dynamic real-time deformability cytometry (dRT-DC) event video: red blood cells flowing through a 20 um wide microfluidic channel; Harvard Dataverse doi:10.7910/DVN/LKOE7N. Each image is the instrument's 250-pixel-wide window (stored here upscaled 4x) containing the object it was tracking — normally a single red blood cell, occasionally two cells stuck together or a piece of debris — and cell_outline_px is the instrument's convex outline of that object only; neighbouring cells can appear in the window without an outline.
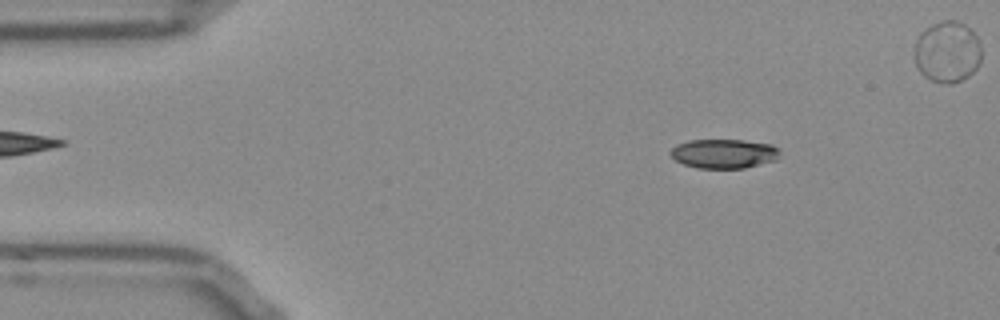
{"species": "Egyptian fruit bat (a non-hibernating species)", "species_latin": "Rousettus aegyptiacus", "temperature_condition": "room temperature", "stored_images_in_passage": 53, "camera_frame_rate_fps": 3000, "um_per_image_px": 0.085, "frame": {"image": 1, "passage_image": 7, "time_ms": 2.0, "image_size_px": [1000, 320], "cell_outline_px": [[780, 152], [776, 160], [744, 168], [696, 168], [684, 164], [676, 160], [668, 152], [676, 144], [688, 140], [744, 140], [772, 144], [780, 148]], "centroid_in_image_um": [61.54, 13.05], "position_along_channel_um": 23.5, "area_um2": 18.79}}
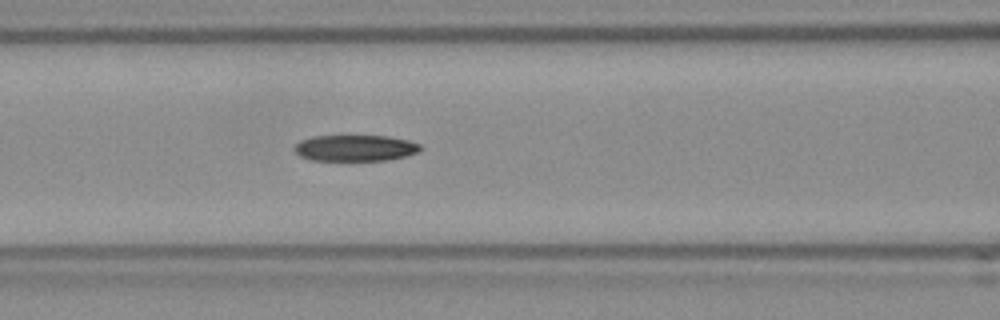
{"frame": {"image": 2, "passage_image": 21, "time_ms": 6.667, "image_size_px": [1000, 320], "cell_outline_px": [[424, 148], [416, 152], [404, 156], [384, 160], [312, 160], [300, 156], [292, 148], [300, 140], [312, 136], [388, 136], [408, 140], [420, 144]], "centroid_in_image_um": [30.17, 12.57], "position_along_channel_um": 136.4, "area_um2": 19.13}}
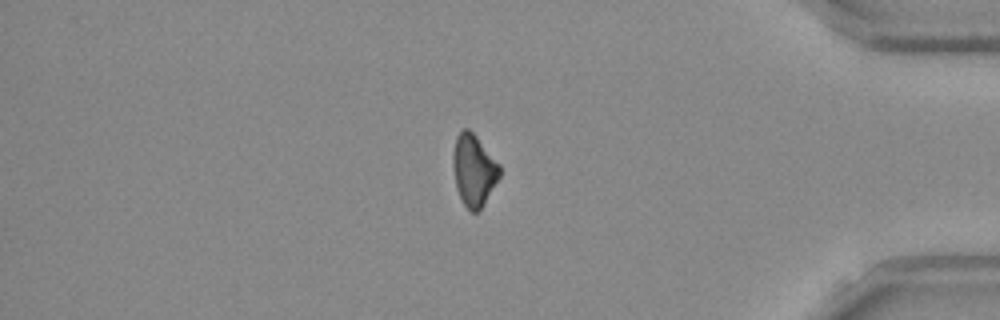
{"frame": {"image": 3, "passage_image": 44, "time_ms": 14.333, "image_size_px": [1000, 320], "cell_outline_px": [[500, 176], [484, 204], [476, 212], [472, 212], [464, 204], [456, 188], [452, 164], [452, 152], [456, 136], [464, 128], [468, 128], [476, 136], [500, 164]], "centroid_in_image_um": [40.26, 14.44], "position_along_channel_um": 394.9, "area_um2": 19.42}}